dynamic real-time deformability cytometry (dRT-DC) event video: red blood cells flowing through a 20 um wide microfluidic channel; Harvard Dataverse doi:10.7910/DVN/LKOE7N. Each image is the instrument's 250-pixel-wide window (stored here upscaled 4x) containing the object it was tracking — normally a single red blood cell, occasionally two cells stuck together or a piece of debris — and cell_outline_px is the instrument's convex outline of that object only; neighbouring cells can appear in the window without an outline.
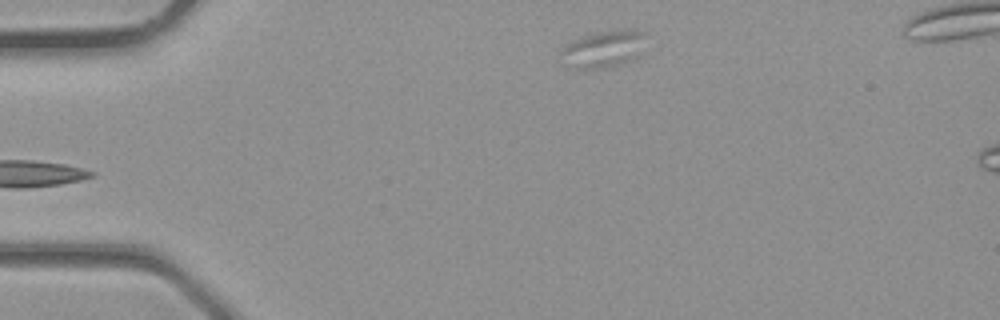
{"species": "common noctule bat (a hibernating species)", "species_latin": "Nyctalus noctula", "temperature_condition": "room temperature", "stored_images_in_passage": 2, "camera_frame_rate_fps": 3000, "um_per_image_px": 0.085, "animal": {"sex": "male", "body_mass_g": 23.1, "forearm_length_mm": 52.7}, "frame": {"image": 1, "passage_image": 1, "time_ms": 0.0, "image_size_px": [1000, 320], "cell_outline_px": [[644, 56], [632, 60], [604, 68], [576, 68], [560, 64], [560, 52], [564, 44], [580, 36], [596, 32], [620, 28], [636, 28], [644, 32]], "centroid_in_image_um": [51.31, 4.14], "position_along_channel_um": 33.7, "area_um2": 19.25}}